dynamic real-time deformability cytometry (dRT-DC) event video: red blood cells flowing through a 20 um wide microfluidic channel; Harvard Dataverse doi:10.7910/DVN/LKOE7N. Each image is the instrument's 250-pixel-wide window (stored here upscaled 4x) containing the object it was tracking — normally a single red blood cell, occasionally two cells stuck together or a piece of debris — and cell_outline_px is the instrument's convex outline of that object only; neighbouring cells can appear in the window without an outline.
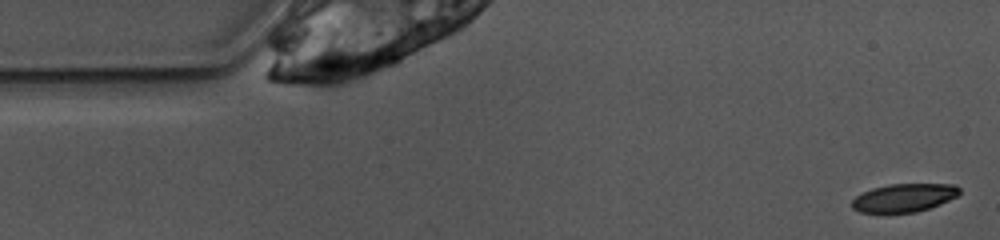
{"species": "common noctule bat (a hibernating species)", "species_latin": "Nyctalus noctula", "temperature_condition": "warm", "stored_images_in_passage": 2, "camera_frame_rate_fps": 3000, "um_per_image_px": 0.085, "animal": {"sex": "female", "body_mass_g": 10.0, "forearm_length_mm": 53.1}, "frame": {"image": 1, "passage_image": 1, "time_ms": 0.0, "image_size_px": [1000, 240], "cell_outline_px": [[960, 192], [956, 196], [940, 204], [916, 212], [860, 212], [852, 208], [852, 200], [856, 196], [872, 188], [888, 184], [956, 184], [960, 188]], "centroid_in_image_um": [76.85, 16.79], "position_along_channel_um": 8.2, "area_um2": 17.51}}